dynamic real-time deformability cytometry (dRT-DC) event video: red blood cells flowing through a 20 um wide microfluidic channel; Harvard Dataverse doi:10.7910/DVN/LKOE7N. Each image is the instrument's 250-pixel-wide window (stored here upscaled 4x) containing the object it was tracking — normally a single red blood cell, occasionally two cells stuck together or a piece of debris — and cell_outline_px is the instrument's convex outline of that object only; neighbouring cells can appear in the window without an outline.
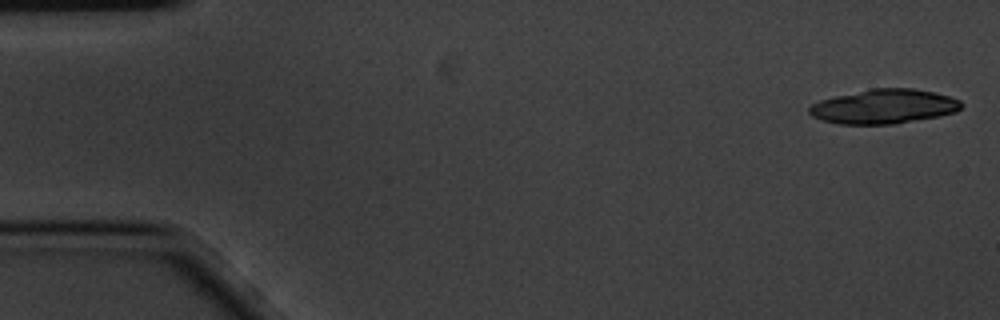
{"species": "common noctule bat (a hibernating species)", "species_latin": "Nyctalus noctula", "temperature_condition": "cold", "stored_images_in_passage": 6, "camera_frame_rate_fps": 3000, "um_per_image_px": 0.085, "animal": {"sex": "male", "body_mass_g": 20.1, "forearm_length_mm": 53.5}, "frame": {"image": 1, "passage_image": 1, "time_ms": 0.0, "image_size_px": [1000, 320], "cell_outline_px": [[964, 104], [956, 112], [940, 116], [892, 124], [836, 124], [812, 116], [808, 112], [808, 108], [812, 104], [820, 100], [836, 96], [872, 88], [912, 88], [932, 92], [948, 96], [960, 100]], "centroid_in_image_um": [75.14, 9.05], "position_along_channel_um": 9.9, "area_um2": 30.35}}
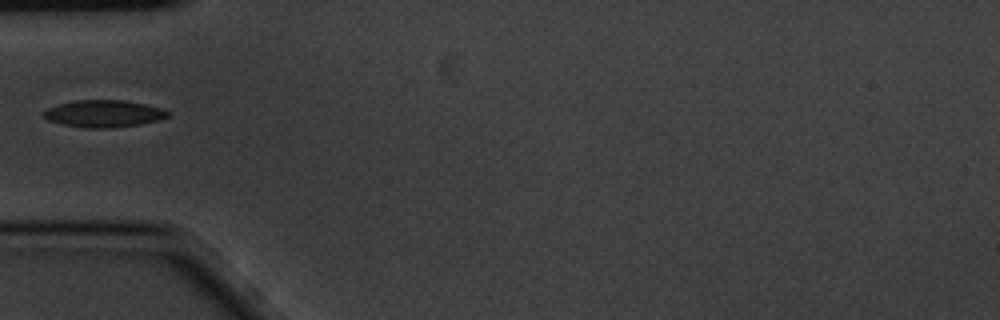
{"frame": {"image": 2, "passage_image": 6, "time_ms": 1.667, "image_size_px": [1000, 320], "cell_outline_px": [[168, 116], [160, 120], [140, 124], [108, 128], [84, 128], [64, 124], [48, 120], [44, 116], [44, 112], [48, 108], [60, 104], [76, 100], [124, 100], [144, 104], [160, 108], [168, 112]], "centroid_in_image_um": [8.83, 9.66], "position_along_channel_um": 76.2, "area_um2": 19.31}}